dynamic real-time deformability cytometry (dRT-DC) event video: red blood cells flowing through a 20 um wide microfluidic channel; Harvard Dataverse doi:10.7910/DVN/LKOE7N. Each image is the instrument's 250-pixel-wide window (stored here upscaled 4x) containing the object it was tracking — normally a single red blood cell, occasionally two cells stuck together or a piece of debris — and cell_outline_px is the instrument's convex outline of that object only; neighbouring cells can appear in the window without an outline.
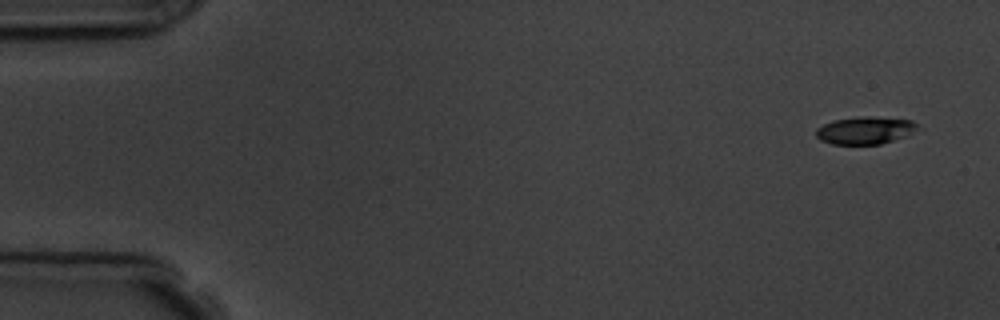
{"species": "common noctule bat (a hibernating species)", "species_latin": "Nyctalus noctula", "temperature_condition": "room temperature", "stored_images_in_passage": 5, "camera_frame_rate_fps": 3000, "um_per_image_px": 0.085, "animal": {"sex": "male", "body_mass_g": 19.5, "forearm_length_mm": 54.6}, "frame": {"image": 1, "passage_image": 1, "time_ms": 0.0, "image_size_px": [1000, 320], "cell_outline_px": [[916, 128], [912, 132], [904, 136], [880, 144], [832, 144], [820, 140], [816, 136], [816, 128], [832, 120], [856, 116], [868, 116], [912, 120], [916, 124]], "centroid_in_image_um": [73.46, 11.07], "position_along_channel_um": 11.5, "area_um2": 16.13}}
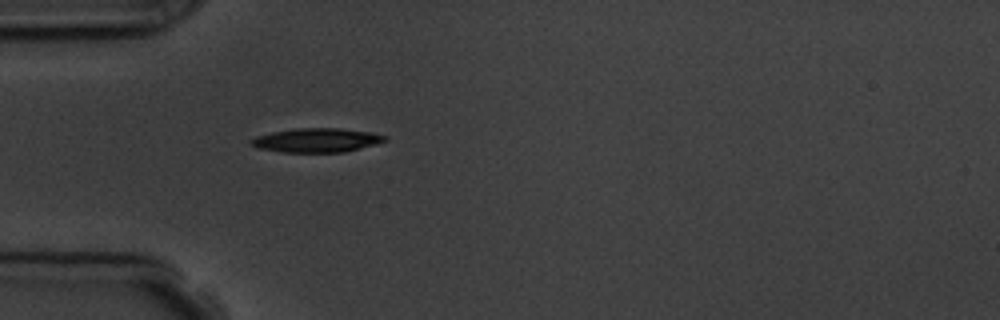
{"frame": {"image": 2, "passage_image": 5, "time_ms": 4.667, "image_size_px": [1000, 320], "cell_outline_px": [[388, 140], [376, 144], [344, 152], [284, 152], [256, 148], [248, 144], [248, 140], [256, 136], [272, 132], [296, 128], [340, 128], [368, 132], [388, 136]], "centroid_in_image_um": [26.87, 11.92], "position_along_channel_um": 58.1, "area_um2": 18.84}}